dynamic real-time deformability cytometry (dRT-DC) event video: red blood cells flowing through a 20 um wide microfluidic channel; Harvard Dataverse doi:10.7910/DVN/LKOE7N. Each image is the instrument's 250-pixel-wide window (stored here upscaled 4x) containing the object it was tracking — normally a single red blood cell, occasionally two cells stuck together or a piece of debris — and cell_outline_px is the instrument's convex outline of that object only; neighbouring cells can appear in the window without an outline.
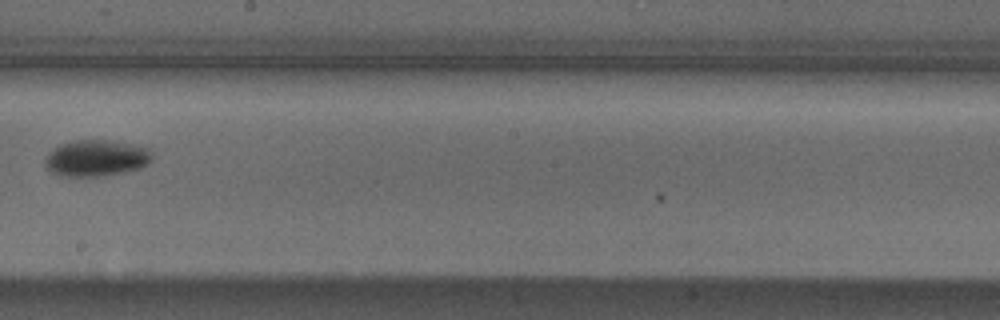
{"species": "Egyptian fruit bat (a non-hibernating species)", "species_latin": "Rousettus aegyptiacus", "temperature_condition": "cold", "stored_images_in_passage": 10, "camera_frame_rate_fps": 3000, "um_per_image_px": 0.085, "animal": {"sex": "male"}, "frame": {"image": 1, "passage_image": 9, "time_ms": 2.667, "image_size_px": [1000, 320], "cell_outline_px": [[152, 160], [148, 164], [140, 168], [124, 172], [104, 176], [64, 176], [52, 172], [44, 164], [44, 160], [48, 152], [60, 144], [72, 140], [108, 140], [148, 148], [152, 152]], "centroid_in_image_um": [8.17, 13.44], "position_along_channel_um": 240.0, "area_um2": 22.72}}
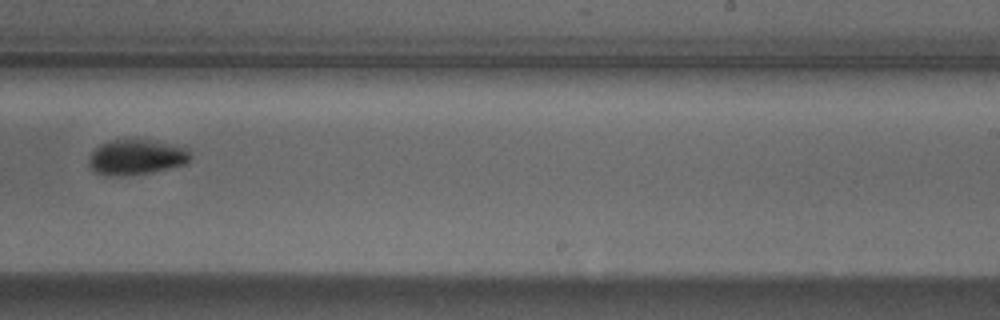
{"frame": {"image": 2, "passage_image": 10, "time_ms": 3.0, "image_size_px": [1000, 320], "cell_outline_px": [[192, 156], [188, 164], [152, 172], [120, 176], [104, 176], [92, 172], [88, 168], [88, 160], [92, 152], [100, 144], [112, 140], [156, 140], [188, 148], [192, 152]], "centroid_in_image_um": [11.6, 13.37], "position_along_channel_um": 277.4, "area_um2": 21.39}}